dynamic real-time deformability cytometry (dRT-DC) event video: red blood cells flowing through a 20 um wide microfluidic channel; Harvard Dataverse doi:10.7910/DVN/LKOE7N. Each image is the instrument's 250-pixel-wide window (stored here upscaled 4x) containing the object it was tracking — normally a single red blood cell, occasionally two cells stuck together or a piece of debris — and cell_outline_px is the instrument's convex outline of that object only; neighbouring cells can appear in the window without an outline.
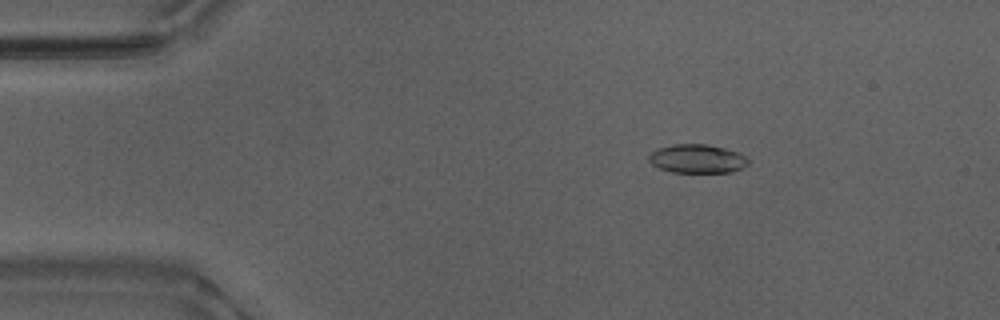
{"species": "Egyptian fruit bat (a non-hibernating species)", "species_latin": "Rousettus aegyptiacus", "temperature_condition": "warm", "stored_images_in_passage": 49, "camera_frame_rate_fps": 3000, "um_per_image_px": 0.085, "animal": {"sex": "male"}, "frame": {"image": 1, "passage_image": 4, "time_ms": 1.0, "image_size_px": [1000, 320], "cell_outline_px": [[748, 164], [732, 172], [672, 172], [660, 168], [652, 164], [648, 160], [648, 156], [656, 148], [672, 144], [704, 144], [724, 148], [740, 152], [748, 160]], "centroid_in_image_um": [59.24, 13.48], "position_along_channel_um": 25.8, "area_um2": 16.59}}
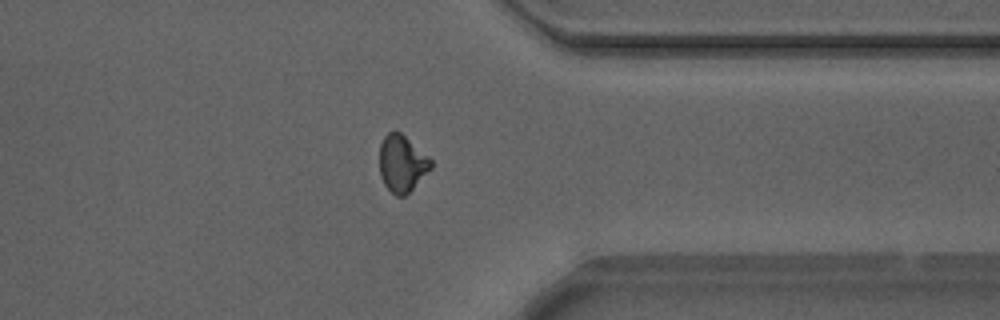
{"frame": {"image": 2, "passage_image": 37, "time_ms": 12.0, "image_size_px": [1000, 320], "cell_outline_px": [[432, 168], [404, 196], [396, 196], [384, 184], [380, 176], [380, 144], [384, 136], [388, 132], [400, 132], [428, 156], [432, 160]], "centroid_in_image_um": [34.16, 13.89], "position_along_channel_um": 377.2, "area_um2": 16.76}}
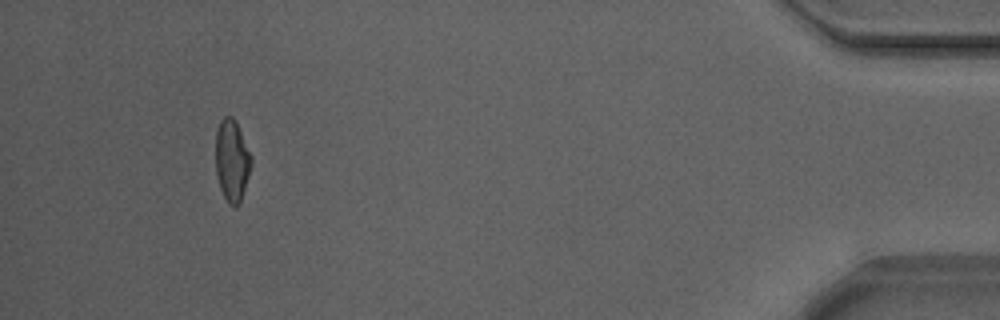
{"frame": {"image": 3, "passage_image": 45, "time_ms": 14.667, "image_size_px": [1000, 320], "cell_outline_px": [[252, 164], [240, 200], [236, 204], [228, 204], [220, 188], [216, 172], [216, 128], [220, 120], [224, 116], [232, 116], [236, 120], [252, 156]], "centroid_in_image_um": [19.71, 13.56], "position_along_channel_um": 415.5, "area_um2": 16.88}, "authors_computed_cell_mechanics": {"area_um2": 17.051, "velocity_mm_per_s": 3.8687, "shape_relaxation_time_tau1_ms": 5.1682, "shape_relaxation_time_tau2_ms": 3.9167, "deformation_change_tau1": 0.155, "deformation_change_tau2": 0.0926}}